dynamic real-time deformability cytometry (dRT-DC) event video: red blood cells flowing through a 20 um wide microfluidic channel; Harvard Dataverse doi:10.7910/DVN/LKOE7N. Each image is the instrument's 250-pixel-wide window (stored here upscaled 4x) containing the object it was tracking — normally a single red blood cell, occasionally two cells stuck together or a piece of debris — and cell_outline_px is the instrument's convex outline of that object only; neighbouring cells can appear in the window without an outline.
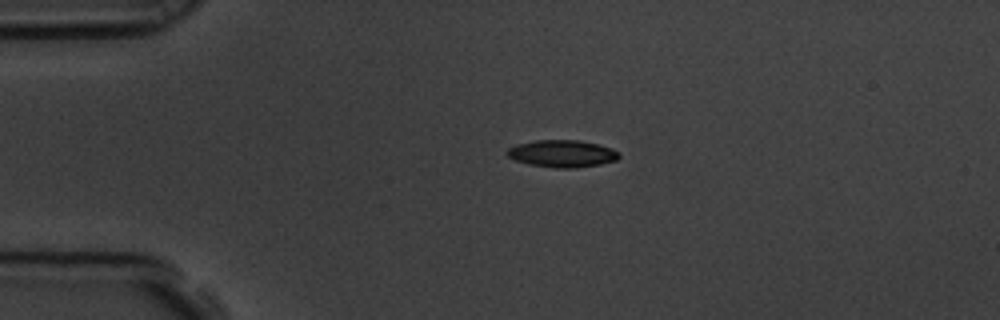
{"species": "common noctule bat (a hibernating species)", "species_latin": "Nyctalus noctula", "temperature_condition": "room temperature", "stored_images_in_passage": 2, "camera_frame_rate_fps": 3000, "um_per_image_px": 0.085, "animal": {"sex": "male", "body_mass_g": 19.5, "forearm_length_mm": 54.6}, "frame": {"image": 1, "passage_image": 1, "time_ms": 0.0, "image_size_px": [1000, 320], "cell_outline_px": [[620, 156], [616, 160], [600, 164], [576, 168], [556, 168], [528, 164], [516, 160], [508, 156], [508, 148], [516, 144], [536, 140], [580, 140], [600, 144], [612, 148], [620, 152]], "centroid_in_image_um": [47.83, 13.05], "position_along_channel_um": 37.2, "area_um2": 17.8}}